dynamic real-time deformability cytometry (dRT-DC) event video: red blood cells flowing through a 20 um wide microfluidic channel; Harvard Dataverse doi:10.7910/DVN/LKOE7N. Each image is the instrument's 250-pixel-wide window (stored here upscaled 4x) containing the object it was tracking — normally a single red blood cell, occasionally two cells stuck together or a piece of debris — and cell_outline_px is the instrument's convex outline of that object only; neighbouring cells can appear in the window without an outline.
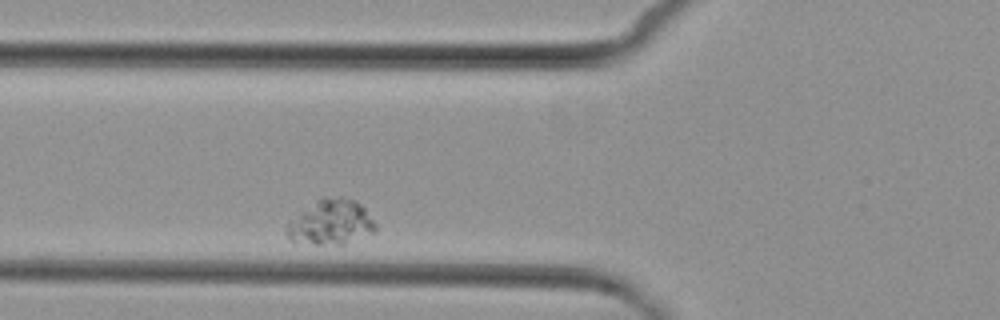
{"species": "common noctule bat (a hibernating species)", "species_latin": "Nyctalus noctula", "temperature_condition": "cold", "stored_images_in_passage": 2, "camera_frame_rate_fps": 3000, "um_per_image_px": 0.085, "animal": {"sex": "female", "body_mass_g": 29.2, "forearm_length_mm": 56.3}, "frame": {"image": 1, "passage_image": 2, "time_ms": 1.333, "image_size_px": [1000, 320], "cell_outline_px": [[376, 232], [344, 244], [316, 244], [288, 240], [284, 232], [284, 228], [300, 212], [324, 196], [340, 196], [356, 200], [364, 208], [376, 224]], "centroid_in_image_um": [28.13, 18.9], "position_along_channel_um": 97.7, "area_um2": 23.29}}